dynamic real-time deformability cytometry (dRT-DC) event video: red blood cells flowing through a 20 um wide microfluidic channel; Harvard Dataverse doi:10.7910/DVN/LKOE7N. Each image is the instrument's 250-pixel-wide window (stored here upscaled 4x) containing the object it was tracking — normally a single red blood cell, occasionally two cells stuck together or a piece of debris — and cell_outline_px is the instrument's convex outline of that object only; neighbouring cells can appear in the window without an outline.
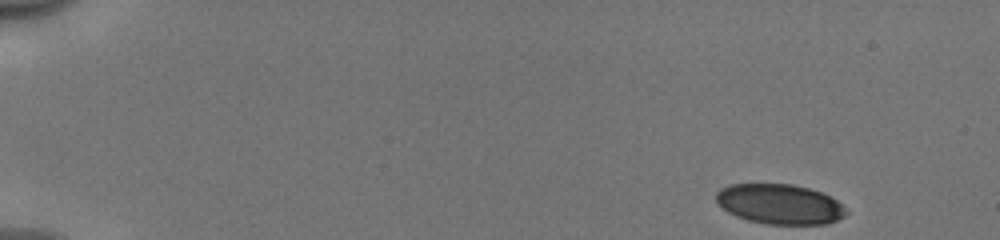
{"species": "human", "species_latin": "Homo sapiens", "temperature_condition": "cold", "stored_images_in_passage": 49, "camera_frame_rate_fps": 3000, "um_per_image_px": 0.085, "donor": {"sex": "male"}, "frame": {"image": 1, "passage_image": 1, "time_ms": 0.0, "image_size_px": [1000, 240], "cell_outline_px": [[848, 212], [844, 216], [828, 224], [768, 224], [748, 220], [736, 216], [728, 212], [716, 200], [716, 192], [720, 188], [728, 184], [792, 184], [808, 188], [820, 192], [836, 200]], "centroid_in_image_um": [66.25, 17.35], "position_along_channel_um": 18.7, "area_um2": 30.11}}
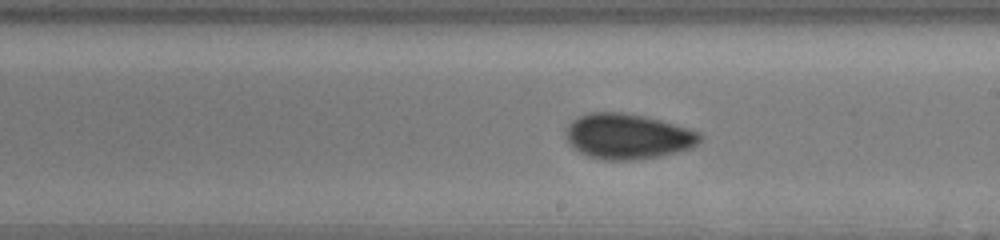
{"frame": {"image": 2, "passage_image": 28, "time_ms": 9.0, "image_size_px": [1000, 240], "cell_outline_px": [[704, 136], [692, 148], [660, 156], [636, 160], [604, 160], [588, 156], [580, 152], [564, 136], [568, 124], [572, 120], [580, 116], [592, 112], [620, 112], [644, 116], [660, 120], [688, 128], [700, 132]], "centroid_in_image_um": [53.37, 11.59], "position_along_channel_um": 235.6, "area_um2": 35.37}}
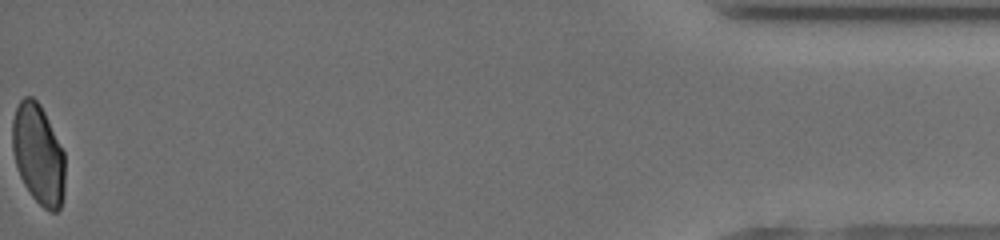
{"frame": {"image": 3, "passage_image": 49, "time_ms": 16.0, "image_size_px": [1000, 240], "cell_outline_px": [[64, 196], [60, 208], [56, 212], [52, 212], [44, 208], [32, 196], [24, 184], [16, 168], [12, 148], [12, 120], [16, 108], [20, 100], [24, 96], [32, 96], [40, 104], [64, 152]], "centroid_in_image_um": [3.24, 13.12], "position_along_channel_um": 432.0, "area_um2": 30.75}, "authors_computed_cell_mechanics": {"area_um2": 33.6396, "velocity_mm_per_s": 3.9735, "shape_relaxation_time_tau1_ms": 6.8106, "shape_relaxation_time_tau2_ms": 1.0482, "deformation_change_tau1": 0.1335, "deformation_change_tau2": 0.0422}}